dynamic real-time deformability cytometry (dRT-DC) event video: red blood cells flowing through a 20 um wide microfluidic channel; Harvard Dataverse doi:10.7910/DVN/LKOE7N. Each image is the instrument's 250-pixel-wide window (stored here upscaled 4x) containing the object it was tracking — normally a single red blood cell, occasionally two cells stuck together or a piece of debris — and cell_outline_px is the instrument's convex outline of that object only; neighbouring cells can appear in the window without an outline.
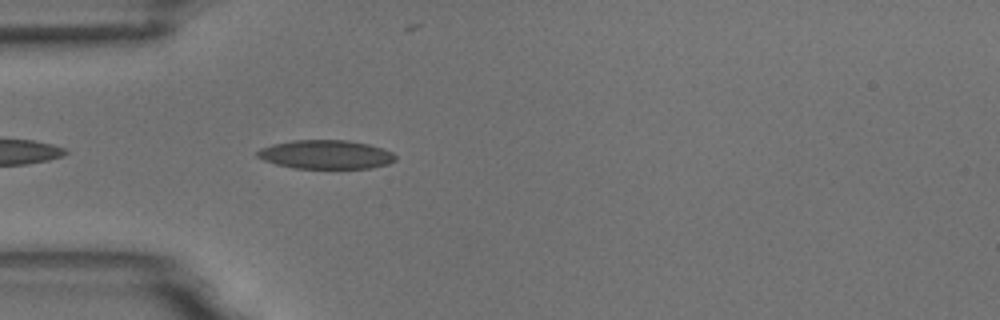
{"species": "common noctule bat (a hibernating species)", "species_latin": "Nyctalus noctula", "temperature_condition": "room temperature", "stored_images_in_passage": 4, "camera_frame_rate_fps": 3000, "um_per_image_px": 0.085, "animal": {"sex": "male", "body_mass_g": 18.8}, "frame": {"image": 1, "passage_image": 4, "time_ms": 3.333, "image_size_px": [1000, 320], "cell_outline_px": [[396, 160], [388, 164], [372, 168], [296, 168], [276, 164], [264, 160], [256, 156], [256, 152], [260, 148], [272, 144], [292, 140], [348, 140], [368, 144], [392, 152], [396, 156]], "centroid_in_image_um": [27.69, 13.13], "position_along_channel_um": 57.3, "area_um2": 23.18}}